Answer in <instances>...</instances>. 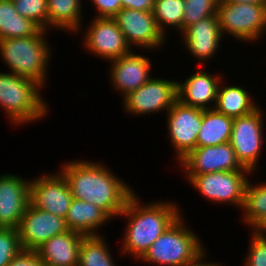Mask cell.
Instances as JSON below:
<instances>
[{
	"label": "cell",
	"mask_w": 266,
	"mask_h": 266,
	"mask_svg": "<svg viewBox=\"0 0 266 266\" xmlns=\"http://www.w3.org/2000/svg\"><path fill=\"white\" fill-rule=\"evenodd\" d=\"M40 29L36 23L16 11L12 0H0V40L30 37Z\"/></svg>",
	"instance_id": "26"
},
{
	"label": "cell",
	"mask_w": 266,
	"mask_h": 266,
	"mask_svg": "<svg viewBox=\"0 0 266 266\" xmlns=\"http://www.w3.org/2000/svg\"><path fill=\"white\" fill-rule=\"evenodd\" d=\"M21 250L18 230L0 227V266H7Z\"/></svg>",
	"instance_id": "31"
},
{
	"label": "cell",
	"mask_w": 266,
	"mask_h": 266,
	"mask_svg": "<svg viewBox=\"0 0 266 266\" xmlns=\"http://www.w3.org/2000/svg\"><path fill=\"white\" fill-rule=\"evenodd\" d=\"M73 196L66 178L59 173L44 174L30 181L29 203L65 219Z\"/></svg>",
	"instance_id": "13"
},
{
	"label": "cell",
	"mask_w": 266,
	"mask_h": 266,
	"mask_svg": "<svg viewBox=\"0 0 266 266\" xmlns=\"http://www.w3.org/2000/svg\"><path fill=\"white\" fill-rule=\"evenodd\" d=\"M16 11L27 19L32 20L41 29L48 30L47 0H12Z\"/></svg>",
	"instance_id": "30"
},
{
	"label": "cell",
	"mask_w": 266,
	"mask_h": 266,
	"mask_svg": "<svg viewBox=\"0 0 266 266\" xmlns=\"http://www.w3.org/2000/svg\"><path fill=\"white\" fill-rule=\"evenodd\" d=\"M104 165L77 159L65 162L58 170L66 178L73 198L93 203L114 219L136 191Z\"/></svg>",
	"instance_id": "1"
},
{
	"label": "cell",
	"mask_w": 266,
	"mask_h": 266,
	"mask_svg": "<svg viewBox=\"0 0 266 266\" xmlns=\"http://www.w3.org/2000/svg\"><path fill=\"white\" fill-rule=\"evenodd\" d=\"M41 88L35 81L10 71L0 72V107L12 125L24 126L48 116L49 106L40 94Z\"/></svg>",
	"instance_id": "4"
},
{
	"label": "cell",
	"mask_w": 266,
	"mask_h": 266,
	"mask_svg": "<svg viewBox=\"0 0 266 266\" xmlns=\"http://www.w3.org/2000/svg\"><path fill=\"white\" fill-rule=\"evenodd\" d=\"M182 32L208 16L217 15L219 0H185Z\"/></svg>",
	"instance_id": "29"
},
{
	"label": "cell",
	"mask_w": 266,
	"mask_h": 266,
	"mask_svg": "<svg viewBox=\"0 0 266 266\" xmlns=\"http://www.w3.org/2000/svg\"><path fill=\"white\" fill-rule=\"evenodd\" d=\"M259 108L253 113L233 120L230 144L240 164L252 173L257 170L264 144V113Z\"/></svg>",
	"instance_id": "8"
},
{
	"label": "cell",
	"mask_w": 266,
	"mask_h": 266,
	"mask_svg": "<svg viewBox=\"0 0 266 266\" xmlns=\"http://www.w3.org/2000/svg\"><path fill=\"white\" fill-rule=\"evenodd\" d=\"M186 51L195 59H199V67L203 62L214 59L218 53L223 35L220 31L219 19L217 15L208 16L189 26L181 34Z\"/></svg>",
	"instance_id": "17"
},
{
	"label": "cell",
	"mask_w": 266,
	"mask_h": 266,
	"mask_svg": "<svg viewBox=\"0 0 266 266\" xmlns=\"http://www.w3.org/2000/svg\"><path fill=\"white\" fill-rule=\"evenodd\" d=\"M113 19L131 48L155 50L164 47L167 38L159 30L152 11L122 8Z\"/></svg>",
	"instance_id": "12"
},
{
	"label": "cell",
	"mask_w": 266,
	"mask_h": 266,
	"mask_svg": "<svg viewBox=\"0 0 266 266\" xmlns=\"http://www.w3.org/2000/svg\"><path fill=\"white\" fill-rule=\"evenodd\" d=\"M222 79L218 86V92L214 109L230 118H239L253 113L259 107L246 88L234 85H223ZM222 82V83H221ZM223 85V86H221Z\"/></svg>",
	"instance_id": "22"
},
{
	"label": "cell",
	"mask_w": 266,
	"mask_h": 266,
	"mask_svg": "<svg viewBox=\"0 0 266 266\" xmlns=\"http://www.w3.org/2000/svg\"><path fill=\"white\" fill-rule=\"evenodd\" d=\"M185 0H154L153 15L159 30L166 35V29L173 27L182 33V20L185 11ZM175 27V28H174Z\"/></svg>",
	"instance_id": "28"
},
{
	"label": "cell",
	"mask_w": 266,
	"mask_h": 266,
	"mask_svg": "<svg viewBox=\"0 0 266 266\" xmlns=\"http://www.w3.org/2000/svg\"><path fill=\"white\" fill-rule=\"evenodd\" d=\"M262 231L266 234V227Z\"/></svg>",
	"instance_id": "39"
},
{
	"label": "cell",
	"mask_w": 266,
	"mask_h": 266,
	"mask_svg": "<svg viewBox=\"0 0 266 266\" xmlns=\"http://www.w3.org/2000/svg\"><path fill=\"white\" fill-rule=\"evenodd\" d=\"M250 182L245 188L243 221L252 230H263L266 227V181L256 186Z\"/></svg>",
	"instance_id": "25"
},
{
	"label": "cell",
	"mask_w": 266,
	"mask_h": 266,
	"mask_svg": "<svg viewBox=\"0 0 266 266\" xmlns=\"http://www.w3.org/2000/svg\"><path fill=\"white\" fill-rule=\"evenodd\" d=\"M23 250L36 251L50 238L68 231L65 219L30 203L17 228Z\"/></svg>",
	"instance_id": "14"
},
{
	"label": "cell",
	"mask_w": 266,
	"mask_h": 266,
	"mask_svg": "<svg viewBox=\"0 0 266 266\" xmlns=\"http://www.w3.org/2000/svg\"><path fill=\"white\" fill-rule=\"evenodd\" d=\"M228 3L266 4V0H223Z\"/></svg>",
	"instance_id": "37"
},
{
	"label": "cell",
	"mask_w": 266,
	"mask_h": 266,
	"mask_svg": "<svg viewBox=\"0 0 266 266\" xmlns=\"http://www.w3.org/2000/svg\"><path fill=\"white\" fill-rule=\"evenodd\" d=\"M47 30L40 29L30 37L0 40V56L11 73L35 81L44 88L47 69L52 56L47 40ZM46 33V34H45Z\"/></svg>",
	"instance_id": "3"
},
{
	"label": "cell",
	"mask_w": 266,
	"mask_h": 266,
	"mask_svg": "<svg viewBox=\"0 0 266 266\" xmlns=\"http://www.w3.org/2000/svg\"><path fill=\"white\" fill-rule=\"evenodd\" d=\"M91 2L97 11L95 17L98 18H113L122 9L120 0H91Z\"/></svg>",
	"instance_id": "33"
},
{
	"label": "cell",
	"mask_w": 266,
	"mask_h": 266,
	"mask_svg": "<svg viewBox=\"0 0 266 266\" xmlns=\"http://www.w3.org/2000/svg\"><path fill=\"white\" fill-rule=\"evenodd\" d=\"M166 114L168 137L177 156L175 160L179 162L196 148L197 135L202 126V109L176 100Z\"/></svg>",
	"instance_id": "10"
},
{
	"label": "cell",
	"mask_w": 266,
	"mask_h": 266,
	"mask_svg": "<svg viewBox=\"0 0 266 266\" xmlns=\"http://www.w3.org/2000/svg\"><path fill=\"white\" fill-rule=\"evenodd\" d=\"M42 266H52V265H48V264H45V263H43V265Z\"/></svg>",
	"instance_id": "38"
},
{
	"label": "cell",
	"mask_w": 266,
	"mask_h": 266,
	"mask_svg": "<svg viewBox=\"0 0 266 266\" xmlns=\"http://www.w3.org/2000/svg\"><path fill=\"white\" fill-rule=\"evenodd\" d=\"M183 215H180L149 247L139 259L158 266H185L202 249L201 238L186 227Z\"/></svg>",
	"instance_id": "5"
},
{
	"label": "cell",
	"mask_w": 266,
	"mask_h": 266,
	"mask_svg": "<svg viewBox=\"0 0 266 266\" xmlns=\"http://www.w3.org/2000/svg\"><path fill=\"white\" fill-rule=\"evenodd\" d=\"M103 236H85L79 250L78 266H116Z\"/></svg>",
	"instance_id": "27"
},
{
	"label": "cell",
	"mask_w": 266,
	"mask_h": 266,
	"mask_svg": "<svg viewBox=\"0 0 266 266\" xmlns=\"http://www.w3.org/2000/svg\"><path fill=\"white\" fill-rule=\"evenodd\" d=\"M206 251L204 250V249H202V251H200L191 261H189L185 266H222L221 264H220V262L219 263H215V261L214 262H211V261H209L208 263H207V261H205V257H207L206 256ZM211 262V263H210Z\"/></svg>",
	"instance_id": "36"
},
{
	"label": "cell",
	"mask_w": 266,
	"mask_h": 266,
	"mask_svg": "<svg viewBox=\"0 0 266 266\" xmlns=\"http://www.w3.org/2000/svg\"><path fill=\"white\" fill-rule=\"evenodd\" d=\"M217 16L223 37L227 33L235 40L252 43L259 41L266 33V4L219 0Z\"/></svg>",
	"instance_id": "6"
},
{
	"label": "cell",
	"mask_w": 266,
	"mask_h": 266,
	"mask_svg": "<svg viewBox=\"0 0 266 266\" xmlns=\"http://www.w3.org/2000/svg\"><path fill=\"white\" fill-rule=\"evenodd\" d=\"M89 23L82 45L94 56L112 61L133 51L113 18L94 17Z\"/></svg>",
	"instance_id": "11"
},
{
	"label": "cell",
	"mask_w": 266,
	"mask_h": 266,
	"mask_svg": "<svg viewBox=\"0 0 266 266\" xmlns=\"http://www.w3.org/2000/svg\"><path fill=\"white\" fill-rule=\"evenodd\" d=\"M122 8L153 11L154 0H120Z\"/></svg>",
	"instance_id": "35"
},
{
	"label": "cell",
	"mask_w": 266,
	"mask_h": 266,
	"mask_svg": "<svg viewBox=\"0 0 266 266\" xmlns=\"http://www.w3.org/2000/svg\"><path fill=\"white\" fill-rule=\"evenodd\" d=\"M85 235L68 230L46 241L36 251L43 263L52 266H78L79 250Z\"/></svg>",
	"instance_id": "20"
},
{
	"label": "cell",
	"mask_w": 266,
	"mask_h": 266,
	"mask_svg": "<svg viewBox=\"0 0 266 266\" xmlns=\"http://www.w3.org/2000/svg\"><path fill=\"white\" fill-rule=\"evenodd\" d=\"M111 218L93 203L73 198L65 217L68 230L79 232L85 236H100L99 227Z\"/></svg>",
	"instance_id": "21"
},
{
	"label": "cell",
	"mask_w": 266,
	"mask_h": 266,
	"mask_svg": "<svg viewBox=\"0 0 266 266\" xmlns=\"http://www.w3.org/2000/svg\"><path fill=\"white\" fill-rule=\"evenodd\" d=\"M178 163L185 174L247 170L240 164L229 142L216 146L196 147Z\"/></svg>",
	"instance_id": "15"
},
{
	"label": "cell",
	"mask_w": 266,
	"mask_h": 266,
	"mask_svg": "<svg viewBox=\"0 0 266 266\" xmlns=\"http://www.w3.org/2000/svg\"><path fill=\"white\" fill-rule=\"evenodd\" d=\"M233 118L213 109H202V126L196 147L216 146L230 142Z\"/></svg>",
	"instance_id": "23"
},
{
	"label": "cell",
	"mask_w": 266,
	"mask_h": 266,
	"mask_svg": "<svg viewBox=\"0 0 266 266\" xmlns=\"http://www.w3.org/2000/svg\"><path fill=\"white\" fill-rule=\"evenodd\" d=\"M110 63V82L114 89L123 97L137 90L144 85L150 78L152 63L147 56L137 54L132 51L114 59Z\"/></svg>",
	"instance_id": "18"
},
{
	"label": "cell",
	"mask_w": 266,
	"mask_h": 266,
	"mask_svg": "<svg viewBox=\"0 0 266 266\" xmlns=\"http://www.w3.org/2000/svg\"><path fill=\"white\" fill-rule=\"evenodd\" d=\"M43 261L37 251L21 250L7 266H42Z\"/></svg>",
	"instance_id": "34"
},
{
	"label": "cell",
	"mask_w": 266,
	"mask_h": 266,
	"mask_svg": "<svg viewBox=\"0 0 266 266\" xmlns=\"http://www.w3.org/2000/svg\"><path fill=\"white\" fill-rule=\"evenodd\" d=\"M82 0H47L49 28L80 33L82 27Z\"/></svg>",
	"instance_id": "24"
},
{
	"label": "cell",
	"mask_w": 266,
	"mask_h": 266,
	"mask_svg": "<svg viewBox=\"0 0 266 266\" xmlns=\"http://www.w3.org/2000/svg\"><path fill=\"white\" fill-rule=\"evenodd\" d=\"M177 100V81L151 77L137 90L123 97V109L130 115L166 113Z\"/></svg>",
	"instance_id": "9"
},
{
	"label": "cell",
	"mask_w": 266,
	"mask_h": 266,
	"mask_svg": "<svg viewBox=\"0 0 266 266\" xmlns=\"http://www.w3.org/2000/svg\"><path fill=\"white\" fill-rule=\"evenodd\" d=\"M223 78L224 76L221 74L213 75L207 70L195 72L185 81H177V100L187 106L203 110L213 109L218 86Z\"/></svg>",
	"instance_id": "19"
},
{
	"label": "cell",
	"mask_w": 266,
	"mask_h": 266,
	"mask_svg": "<svg viewBox=\"0 0 266 266\" xmlns=\"http://www.w3.org/2000/svg\"><path fill=\"white\" fill-rule=\"evenodd\" d=\"M245 266H266V234L262 230H252Z\"/></svg>",
	"instance_id": "32"
},
{
	"label": "cell",
	"mask_w": 266,
	"mask_h": 266,
	"mask_svg": "<svg viewBox=\"0 0 266 266\" xmlns=\"http://www.w3.org/2000/svg\"><path fill=\"white\" fill-rule=\"evenodd\" d=\"M249 170L185 174L187 181L210 202L227 203L242 209Z\"/></svg>",
	"instance_id": "7"
},
{
	"label": "cell",
	"mask_w": 266,
	"mask_h": 266,
	"mask_svg": "<svg viewBox=\"0 0 266 266\" xmlns=\"http://www.w3.org/2000/svg\"><path fill=\"white\" fill-rule=\"evenodd\" d=\"M134 193L119 214L128 220L121 253L140 259L159 236L182 214L179 205L161 200L142 204ZM180 210V211H179Z\"/></svg>",
	"instance_id": "2"
},
{
	"label": "cell",
	"mask_w": 266,
	"mask_h": 266,
	"mask_svg": "<svg viewBox=\"0 0 266 266\" xmlns=\"http://www.w3.org/2000/svg\"><path fill=\"white\" fill-rule=\"evenodd\" d=\"M16 174L0 175V227L18 228L29 205L30 180Z\"/></svg>",
	"instance_id": "16"
}]
</instances>
